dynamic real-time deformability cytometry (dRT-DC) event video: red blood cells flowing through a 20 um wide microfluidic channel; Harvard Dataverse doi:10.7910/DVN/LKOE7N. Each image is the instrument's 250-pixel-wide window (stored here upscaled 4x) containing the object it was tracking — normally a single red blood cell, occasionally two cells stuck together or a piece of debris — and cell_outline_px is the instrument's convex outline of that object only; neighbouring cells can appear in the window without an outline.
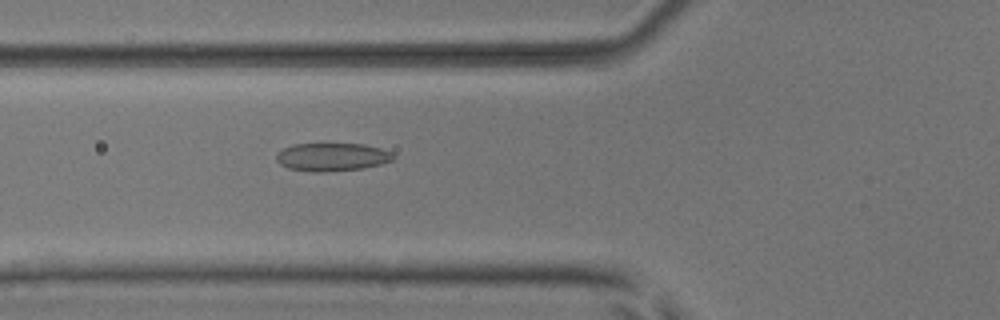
{"species": "common noctule bat (a hibernating species)", "species_latin": "Nyctalus noctula", "temperature_condition": "room temperature", "stored_images_in_passage": 37, "camera_frame_rate_fps": 3000, "um_per_image_px": 0.085, "animal": {"sex": "male", "body_mass_g": 17.9, "forearm_length_mm": 54.2}, "frame": {"image": 1, "passage_image": 4, "time_ms": 1.0, "image_size_px": [1000, 320], "cell_outline_px": [[392, 160], [380, 164], [364, 168], [324, 172], [312, 172], [288, 168], [280, 164], [276, 160], [276, 156], [284, 148], [292, 144], [364, 144], [380, 148], [392, 152]], "centroid_in_image_um": [28.21, 13.35], "position_along_channel_um": 97.6, "area_um2": 19.02}}
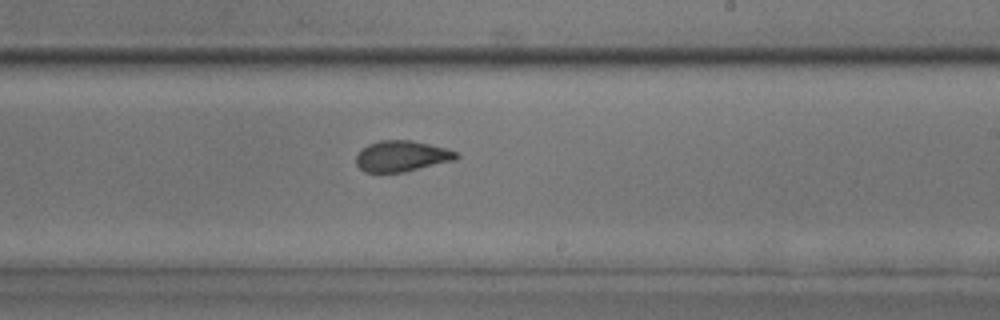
{"frame": {"image": 2, "passage_image": 16, "time_ms": 5.0, "image_size_px": [1000, 320], "cell_outline_px": [[460, 156], [456, 160], [404, 172], [364, 172], [356, 164], [356, 156], [360, 148], [368, 144], [380, 140], [412, 140], [448, 148], [456, 152]], "centroid_in_image_um": [34.15, 13.26], "position_along_channel_um": 254.9, "area_um2": 18.26}}
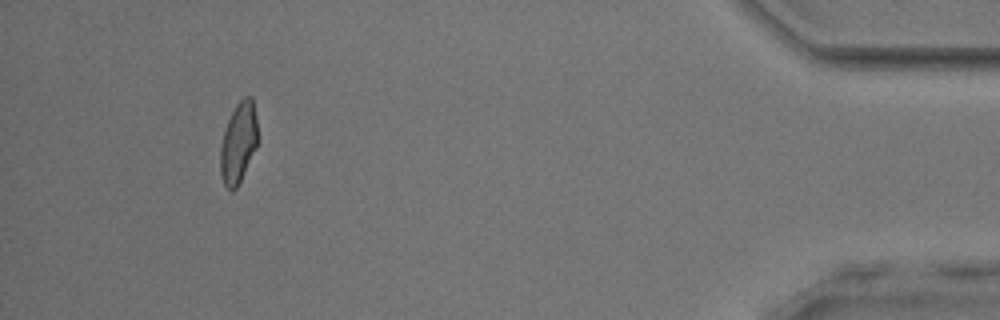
{"frame": {"image": 3, "passage_image": 33, "time_ms": 10.667, "image_size_px": [1000, 320], "cell_outline_px": [[256, 148], [236, 188], [232, 192], [224, 184], [220, 172], [220, 148], [224, 132], [228, 120], [236, 104], [244, 96], [252, 96], [256, 120]], "centroid_in_image_um": [20.25, 12.13], "position_along_channel_um": 415.0, "area_um2": 17.17}, "authors_computed_cell_mechanics": {"area_um2": 18.3226, "velocity_mm_per_s": 3.9516, "shape_relaxation_time_tau1_ms": 10.7816, "shape_relaxation_time_tau2_ms": 1.4924, "deformation_change_tau1": 0.2306, "deformation_change_tau2": 0.0708}}